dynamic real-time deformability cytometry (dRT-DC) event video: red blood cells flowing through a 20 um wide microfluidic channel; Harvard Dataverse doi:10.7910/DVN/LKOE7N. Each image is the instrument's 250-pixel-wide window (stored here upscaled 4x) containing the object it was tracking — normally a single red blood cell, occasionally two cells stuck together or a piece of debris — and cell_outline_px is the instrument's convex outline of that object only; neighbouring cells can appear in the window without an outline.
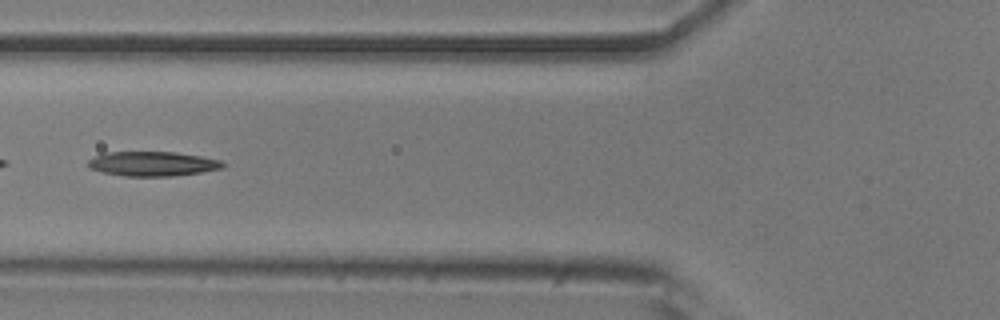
{"species": "common noctule bat (a hibernating species)", "species_latin": "Nyctalus noctula", "temperature_condition": "room temperature", "stored_images_in_passage": 46, "camera_frame_rate_fps": 3000, "um_per_image_px": 0.085, "animal": {"sex": "male", "body_mass_g": 20.5, "forearm_length_mm": 52.5}, "frame": {"image": 1, "passage_image": 13, "time_ms": 4.0, "image_size_px": [1000, 320], "cell_outline_px": [[228, 164], [224, 168], [200, 172], [172, 176], [124, 176], [104, 172], [92, 168], [88, 164], [88, 160], [104, 152], [176, 152], [200, 156], [220, 160]], "centroid_in_image_um": [13.02, 13.92], "position_along_channel_um": 112.8, "area_um2": 19.19}}
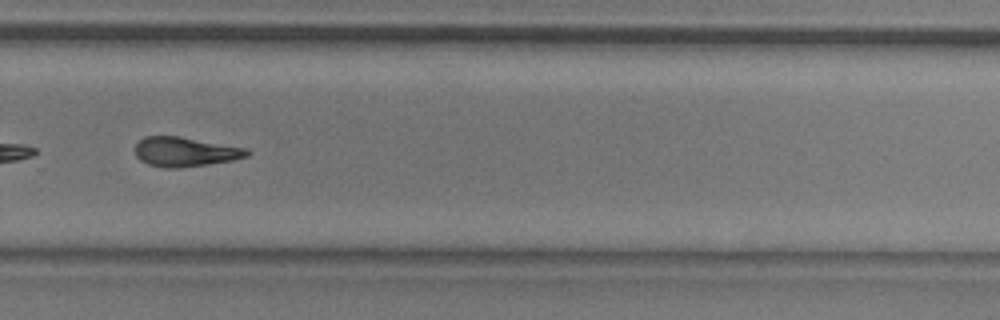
{"frame": {"image": 2, "passage_image": 29, "time_ms": 9.333, "image_size_px": [1000, 320], "cell_outline_px": [[252, 152], [248, 156], [232, 160], [176, 168], [168, 168], [148, 164], [140, 160], [136, 156], [136, 144], [144, 136], [180, 136], [248, 148]], "centroid_in_image_um": [15.76, 12.89], "position_along_channel_um": 314.0, "area_um2": 19.13}}
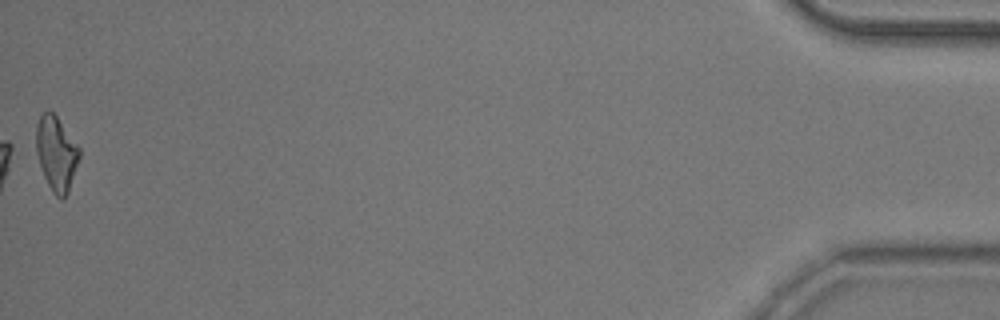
{"frame": {"image": 3, "passage_image": 46, "time_ms": 15.0, "image_size_px": [1000, 320], "cell_outline_px": [[80, 156], [68, 192], [64, 200], [60, 200], [52, 192], [44, 176], [36, 152], [36, 124], [40, 116], [44, 112], [52, 112], [56, 116], [80, 148]], "centroid_in_image_um": [4.79, 13.08], "position_along_channel_um": 430.4, "area_um2": 18.55}, "authors_computed_cell_mechanics": {"area_um2": 19.4786, "velocity_mm_per_s": 3.7806, "shape_relaxation_time_tau1_ms": 4.7222, "shape_relaxation_time_tau2_ms": 5.431, "deformation_change_tau1": 0.1682, "deformation_change_tau2": 0.155}}